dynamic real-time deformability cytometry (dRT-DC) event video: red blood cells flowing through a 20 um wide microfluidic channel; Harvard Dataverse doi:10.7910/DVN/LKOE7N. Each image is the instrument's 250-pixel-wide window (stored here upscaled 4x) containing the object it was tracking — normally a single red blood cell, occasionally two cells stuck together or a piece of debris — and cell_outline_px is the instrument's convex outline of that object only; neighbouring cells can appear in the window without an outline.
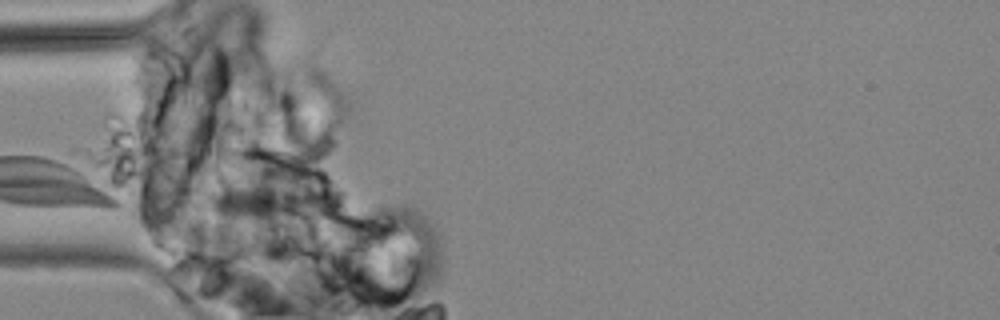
{"species": "common noctule bat (a hibernating species)", "species_latin": "Nyctalus noctula", "temperature_condition": "cold", "stored_images_in_passage": 13, "camera_frame_rate_fps": 3000, "um_per_image_px": 0.085, "animal": {"sex": "male", "body_mass_g": 19.2, "forearm_length_mm": 51.8}, "frame": {"image": 1, "passage_image": 11, "time_ms": 13.667, "image_size_px": [1000, 320], "cell_outline_px": [[340, 196], [296, 216], [264, 220], [232, 220], [212, 216], [204, 212], [208, 204], [224, 188], [280, 172], [300, 168], [324, 168]], "centroid_in_image_um": [23.33, 16.65], "position_along_channel_um": 61.7, "area_um2": 34.39}}